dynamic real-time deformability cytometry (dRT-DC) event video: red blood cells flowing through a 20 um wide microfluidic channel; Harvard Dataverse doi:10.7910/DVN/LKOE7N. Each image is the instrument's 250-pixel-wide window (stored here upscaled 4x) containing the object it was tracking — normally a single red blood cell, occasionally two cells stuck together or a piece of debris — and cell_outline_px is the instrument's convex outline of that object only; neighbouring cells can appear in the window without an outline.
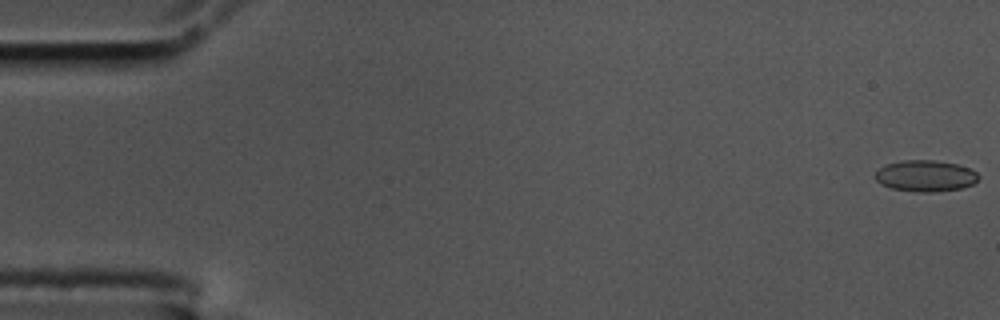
{"species": "common noctule bat (a hibernating species)", "species_latin": "Nyctalus noctula", "temperature_condition": "cold", "stored_images_in_passage": 58, "camera_frame_rate_fps": 3000, "um_per_image_px": 0.085, "animal": {"sex": "male", "body_mass_g": 17.5, "forearm_length_mm": 52.3}, "frame": {"image": 1, "passage_image": 1, "time_ms": 0.0, "image_size_px": [1000, 320], "cell_outline_px": [[980, 176], [972, 184], [960, 188], [936, 192], [920, 192], [892, 188], [880, 184], [876, 180], [876, 172], [884, 164], [904, 160], [936, 160], [956, 164], [972, 168]], "centroid_in_image_um": [78.67, 14.94], "position_along_channel_um": 6.3, "area_um2": 18.84}}
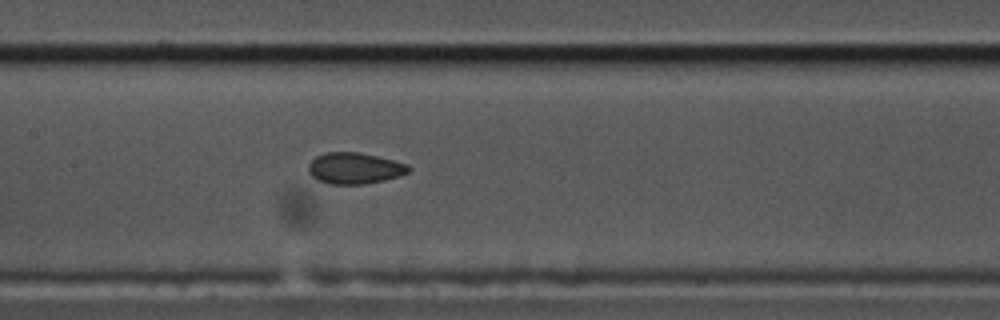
{"frame": {"image": 2, "passage_image": 28, "time_ms": 9.0, "image_size_px": [1000, 320], "cell_outline_px": [[412, 168], [408, 172], [400, 176], [384, 180], [364, 184], [328, 184], [316, 180], [308, 172], [308, 164], [316, 156], [324, 152], [360, 152], [408, 164]], "centroid_in_image_um": [30.12, 14.3], "position_along_channel_um": 177.3, "area_um2": 18.38}}
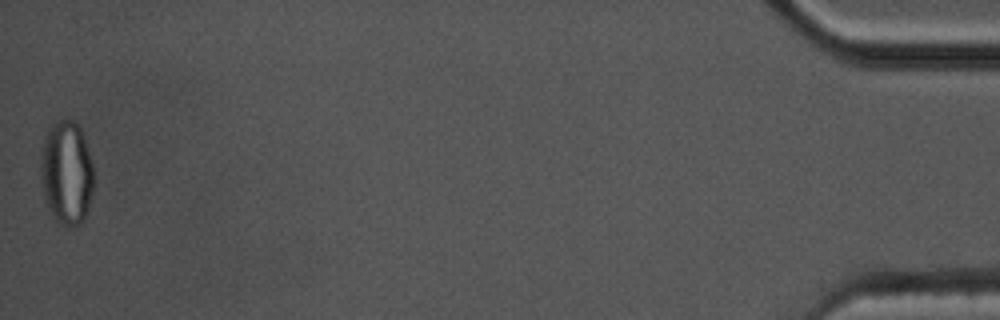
{"frame": {"image": 3, "passage_image": 58, "time_ms": 19.0, "image_size_px": [1000, 320], "cell_outline_px": [[92, 192], [88, 208], [80, 224], [68, 228], [56, 224], [44, 200], [40, 176], [40, 164], [44, 136], [48, 128], [56, 120], [72, 120], [80, 128], [92, 164]], "centroid_in_image_um": [5.61, 14.73], "position_along_channel_um": 429.6, "area_um2": 32.25}, "authors_computed_cell_mechanics": {"area_um2": 18.4382, "velocity_mm_per_s": 3.4907, "shape_relaxation_time_tau1_ms": null, "shape_relaxation_time_tau2_ms": 1.9994, "deformation_change_tau1": null, "deformation_change_tau2": 0.0632}}